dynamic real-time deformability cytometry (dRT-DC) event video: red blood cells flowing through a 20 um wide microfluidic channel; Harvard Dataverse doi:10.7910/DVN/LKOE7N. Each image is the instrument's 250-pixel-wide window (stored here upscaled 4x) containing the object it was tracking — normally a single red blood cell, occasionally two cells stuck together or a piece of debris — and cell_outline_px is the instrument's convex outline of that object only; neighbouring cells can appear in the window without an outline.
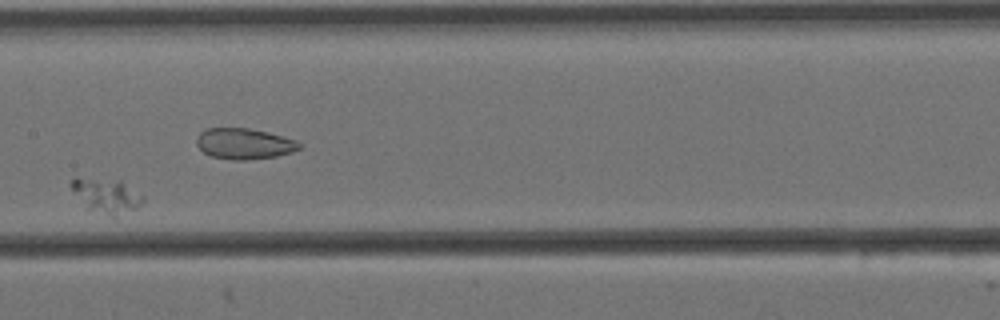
{"species": "Egyptian fruit bat (a non-hibernating species)", "species_latin": "Rousettus aegyptiacus", "temperature_condition": "cold", "stored_images_in_passage": 9, "camera_frame_rate_fps": 3000, "um_per_image_px": 0.085, "animal": {"sex": "female"}, "frame": {"image": 1, "passage_image": 8, "time_ms": 2.333, "image_size_px": [1000, 320], "cell_outline_px": [[144, 200], [136, 208], [116, 220], [88, 208], [68, 184], [76, 176], [120, 180], [144, 196]], "centroid_in_image_um": [9.07, 16.64], "position_along_channel_um": 198.3, "area_um2": 14.74}}
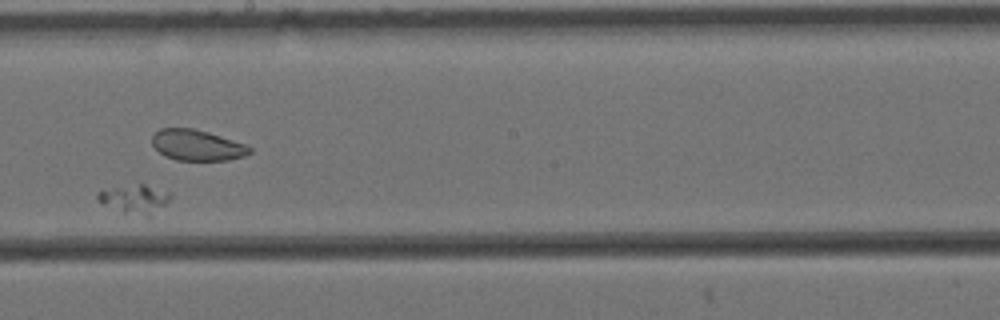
{"frame": {"image": 2, "passage_image": 9, "time_ms": 2.667, "image_size_px": [1000, 320], "cell_outline_px": [[172, 192], [168, 200], [164, 204], [156, 208], [124, 216], [104, 204], [96, 196], [96, 192], [116, 188], [140, 184], [144, 184]], "centroid_in_image_um": [11.37, 16.88], "position_along_channel_um": 236.8, "area_um2": 11.27}}